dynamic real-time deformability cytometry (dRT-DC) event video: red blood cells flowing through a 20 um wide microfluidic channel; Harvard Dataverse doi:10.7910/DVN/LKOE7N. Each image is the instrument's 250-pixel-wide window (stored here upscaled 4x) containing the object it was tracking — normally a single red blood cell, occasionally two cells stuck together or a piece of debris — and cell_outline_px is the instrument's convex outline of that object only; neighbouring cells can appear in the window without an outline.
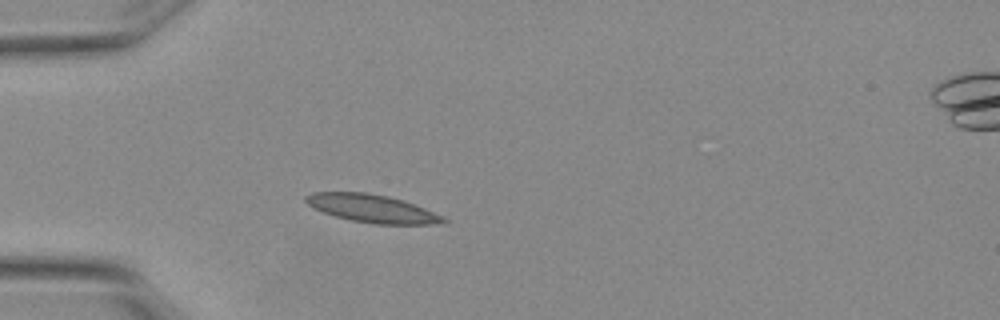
{"species": "Egyptian fruit bat (a non-hibernating species)", "species_latin": "Rousettus aegyptiacus", "temperature_condition": "warm", "stored_images_in_passage": 5, "camera_frame_rate_fps": 3000, "um_per_image_px": 0.085, "animal": {"sex": "female"}, "frame": {"image": 1, "passage_image": 4, "time_ms": 1.0, "image_size_px": [1000, 320], "cell_outline_px": [[448, 220], [444, 224], [372, 224], [352, 220], [336, 216], [312, 208], [304, 200], [304, 196], [312, 192], [364, 192], [388, 196], [424, 208], [444, 216]], "centroid_in_image_um": [31.62, 17.73], "position_along_channel_um": 53.4, "area_um2": 22.31}}